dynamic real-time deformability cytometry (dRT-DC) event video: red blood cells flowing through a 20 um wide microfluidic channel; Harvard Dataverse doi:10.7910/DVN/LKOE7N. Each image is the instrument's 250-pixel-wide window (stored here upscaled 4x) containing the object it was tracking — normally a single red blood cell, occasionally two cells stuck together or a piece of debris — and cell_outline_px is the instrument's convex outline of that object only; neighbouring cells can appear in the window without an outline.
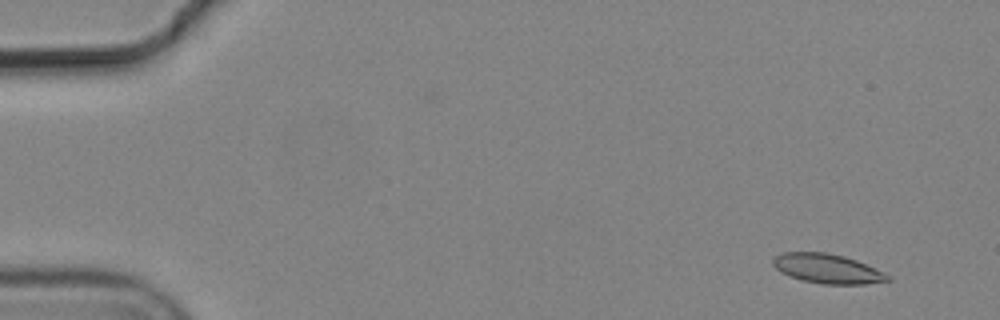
{"species": "common noctule bat (a hibernating species)", "species_latin": "Nyctalus noctula", "temperature_condition": "cold", "stored_images_in_passage": 7, "camera_frame_rate_fps": 3000, "um_per_image_px": 0.085, "animal": {"sex": "male", "body_mass_g": 19.2, "forearm_length_mm": 51.8}, "frame": {"image": 1, "passage_image": 2, "time_ms": 0.333, "image_size_px": [1000, 320], "cell_outline_px": [[892, 280], [864, 284], [824, 284], [804, 280], [780, 272], [772, 264], [772, 260], [780, 252], [828, 252], [844, 256], [856, 260], [884, 272], [892, 276]], "centroid_in_image_um": [70.35, 22.82], "position_along_channel_um": 14.7, "area_um2": 19.65}}
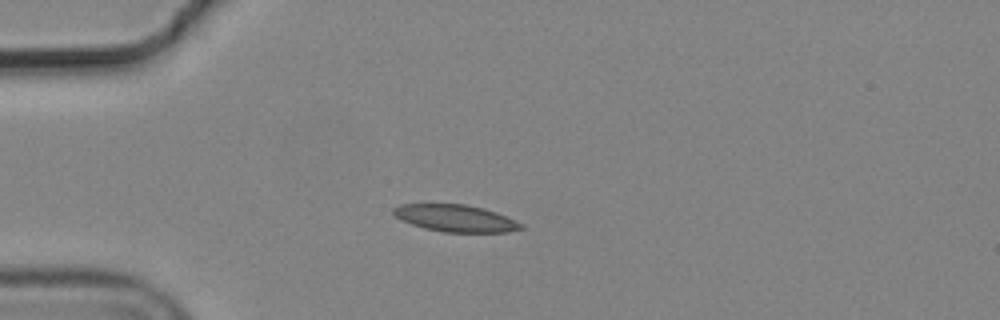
{"frame": {"image": 2, "passage_image": 5, "time_ms": 1.333, "image_size_px": [1000, 320], "cell_outline_px": [[524, 228], [508, 232], [444, 232], [424, 228], [412, 224], [396, 216], [392, 212], [392, 208], [400, 204], [468, 204], [484, 208], [496, 212], [524, 224]], "centroid_in_image_um": [38.75, 18.54], "position_along_channel_um": 46.3, "area_um2": 20.06}}
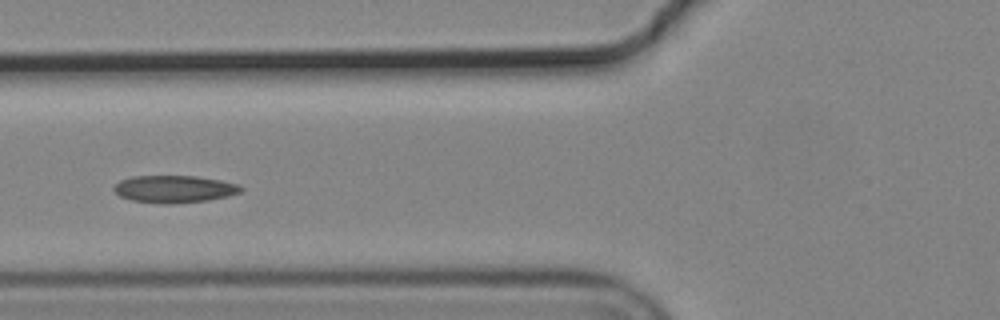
{"frame": {"image": 3, "passage_image": 7, "time_ms": 2.0, "image_size_px": [1000, 320], "cell_outline_px": [[244, 188], [240, 192], [228, 196], [208, 200], [176, 204], [160, 204], [132, 200], [120, 196], [112, 188], [120, 180], [132, 176], [196, 176], [220, 180], [240, 184]], "centroid_in_image_um": [14.83, 16.07], "position_along_channel_um": 111.0, "area_um2": 20.35}}